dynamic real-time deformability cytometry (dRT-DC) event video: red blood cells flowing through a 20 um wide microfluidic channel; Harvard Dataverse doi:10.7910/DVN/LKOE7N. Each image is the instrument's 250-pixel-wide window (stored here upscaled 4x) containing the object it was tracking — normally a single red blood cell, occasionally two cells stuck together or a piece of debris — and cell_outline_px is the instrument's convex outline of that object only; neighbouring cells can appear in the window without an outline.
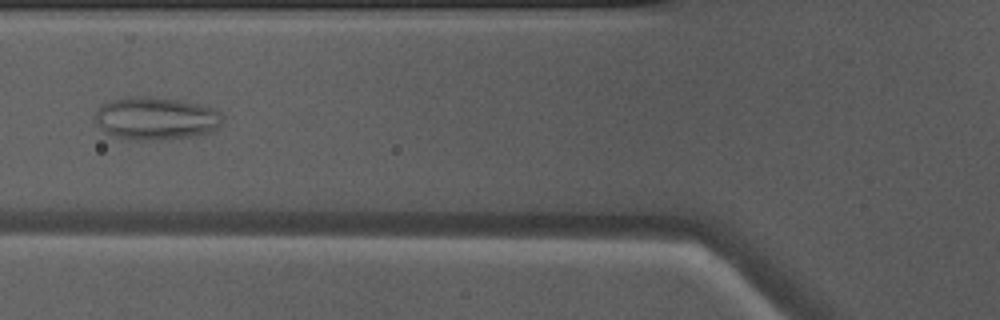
{"species": "Egyptian fruit bat (a non-hibernating species)", "species_latin": "Rousettus aegyptiacus", "temperature_condition": "warm", "stored_images_in_passage": 49, "camera_frame_rate_fps": 3000, "um_per_image_px": 0.085, "animal": {"sex": "male"}, "frame": {"image": 1, "passage_image": 18, "time_ms": 5.667, "image_size_px": [1000, 320], "cell_outline_px": [[224, 116], [216, 132], [196, 136], [160, 140], [140, 140], [116, 136], [104, 132], [96, 124], [96, 108], [104, 104], [116, 100], [144, 96], [176, 100], [200, 104], [212, 108], [220, 112]], "centroid_in_image_um": [13.32, 10.09], "position_along_channel_um": 112.5, "area_um2": 31.62}}
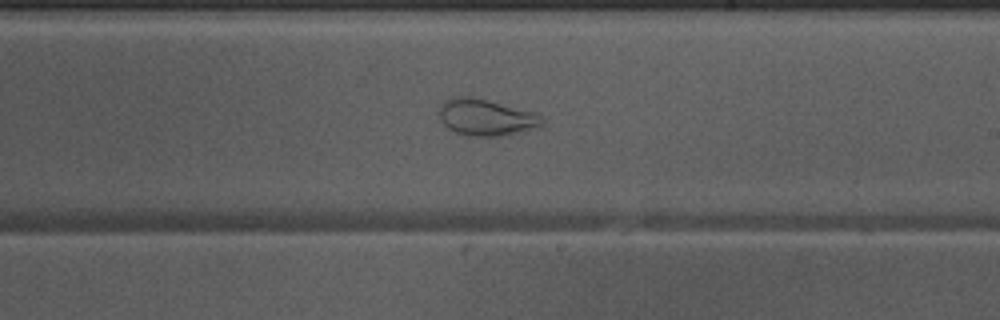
{"frame": {"image": 2, "passage_image": 28, "time_ms": 9.0, "image_size_px": [1000, 320], "cell_outline_px": [[544, 124], [540, 128], [500, 136], [472, 136], [456, 132], [448, 128], [440, 120], [436, 112], [448, 100], [456, 96], [472, 96], [536, 112], [544, 120]], "centroid_in_image_um": [41.35, 9.98], "position_along_channel_um": 247.6, "area_um2": 22.08}}
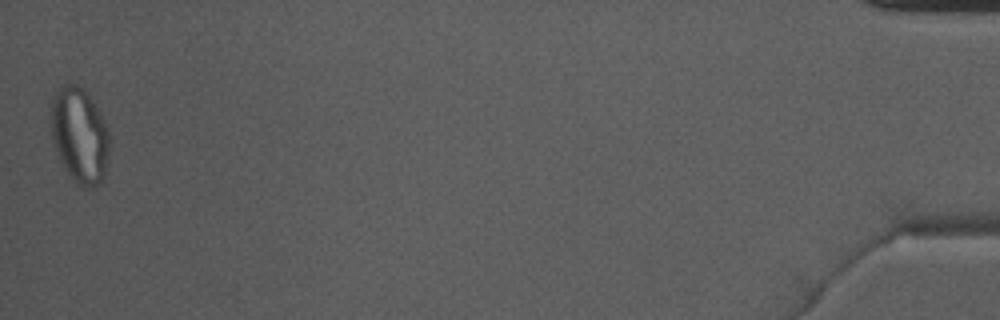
{"frame": {"image": 3, "passage_image": 49, "time_ms": 16.0, "image_size_px": [1000, 320], "cell_outline_px": [[108, 148], [104, 180], [100, 184], [92, 188], [80, 188], [76, 184], [60, 160], [52, 144], [52, 100], [60, 84], [68, 80], [76, 84], [88, 96], [104, 120], [108, 132]], "centroid_in_image_um": [6.75, 11.53], "position_along_channel_um": 428.5, "area_um2": 32.37}, "authors_computed_cell_mechanics": {"area_um2": 29.6514, "velocity_mm_per_s": 4.0635, "shape_relaxation_time_tau1_ms": null, "shape_relaxation_time_tau2_ms": 0.795, "deformation_change_tau1": null, "deformation_change_tau2": 0.0504}}